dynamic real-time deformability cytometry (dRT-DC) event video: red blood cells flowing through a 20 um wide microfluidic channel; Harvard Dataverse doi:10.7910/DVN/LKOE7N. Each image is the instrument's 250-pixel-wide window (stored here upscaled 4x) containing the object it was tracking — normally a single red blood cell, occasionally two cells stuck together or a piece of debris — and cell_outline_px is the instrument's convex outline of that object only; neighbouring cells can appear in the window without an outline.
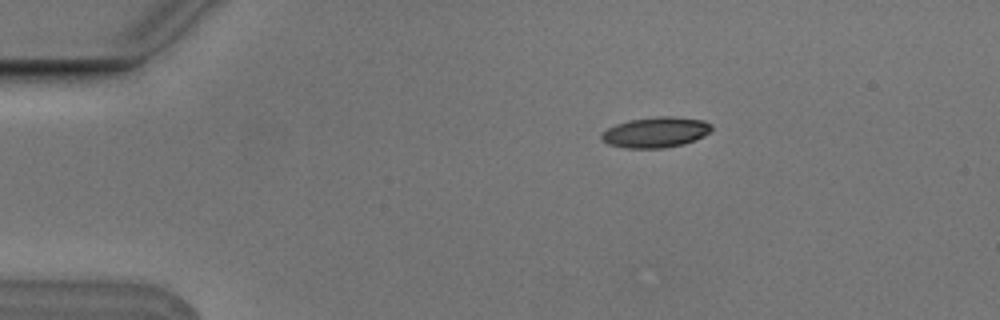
{"species": "Egyptian fruit bat (a non-hibernating species)", "species_latin": "Rousettus aegyptiacus", "temperature_condition": "cold", "stored_images_in_passage": 9, "camera_frame_rate_fps": 3000, "um_per_image_px": 0.085, "animal": {"sex": "male"}, "frame": {"image": 1, "passage_image": 1, "time_ms": 0.0, "image_size_px": [1000, 320], "cell_outline_px": [[712, 128], [704, 136], [684, 144], [664, 148], [624, 148], [608, 144], [600, 140], [600, 136], [608, 128], [616, 124], [628, 120], [656, 116], [672, 116], [704, 120], [712, 124]], "centroid_in_image_um": [55.72, 11.24], "position_along_channel_um": 29.3, "area_um2": 19.71}}
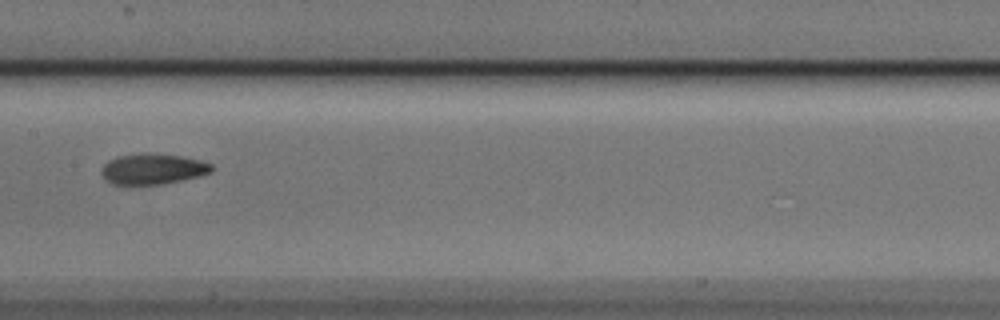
{"frame": {"image": 2, "passage_image": 6, "time_ms": 1.667, "image_size_px": [1000, 320], "cell_outline_px": [[212, 172], [200, 176], [164, 184], [112, 184], [104, 180], [100, 172], [100, 168], [108, 160], [120, 156], [180, 156], [200, 160], [212, 164]], "centroid_in_image_um": [12.97, 14.42], "position_along_channel_um": 194.4, "area_um2": 18.96}}
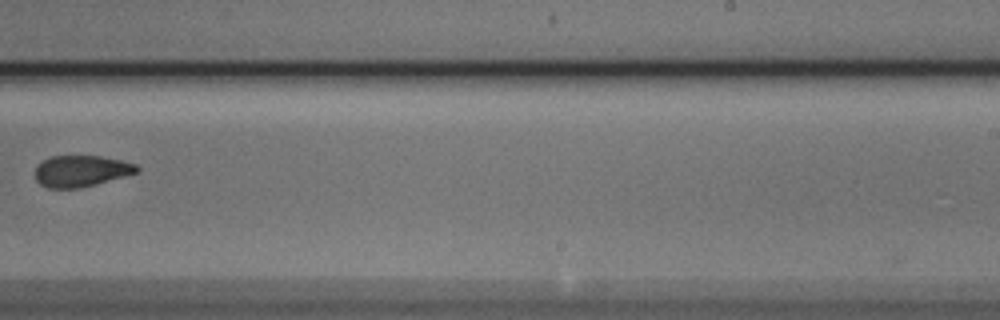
{"frame": {"image": 3, "passage_image": 8, "time_ms": 2.333, "image_size_px": [1000, 320], "cell_outline_px": [[140, 172], [96, 184], [80, 188], [48, 188], [40, 184], [36, 180], [36, 164], [52, 156], [100, 156], [120, 160], [136, 164], [140, 168]], "centroid_in_image_um": [6.91, 14.54], "position_along_channel_um": 282.1, "area_um2": 18.61}}